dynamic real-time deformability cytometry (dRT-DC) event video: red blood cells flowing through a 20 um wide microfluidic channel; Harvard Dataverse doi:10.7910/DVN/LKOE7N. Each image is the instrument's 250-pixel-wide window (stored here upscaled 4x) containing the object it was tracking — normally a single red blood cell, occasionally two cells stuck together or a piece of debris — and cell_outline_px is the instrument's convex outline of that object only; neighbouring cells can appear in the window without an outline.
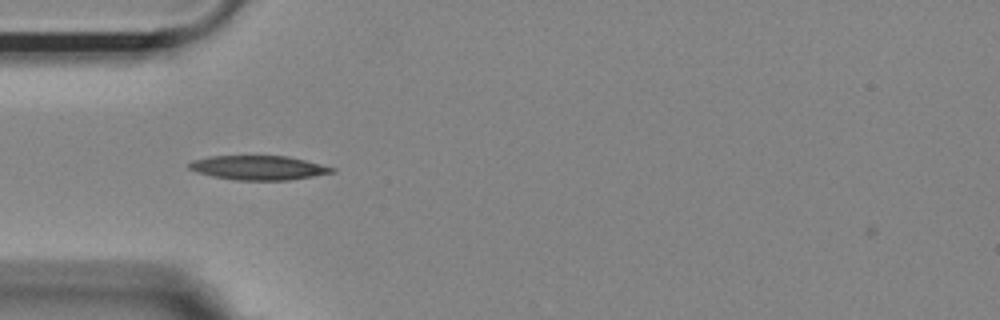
{"species": "Egyptian fruit bat (a non-hibernating species)", "species_latin": "Rousettus aegyptiacus", "temperature_condition": "room temperature", "stored_images_in_passage": 39, "camera_frame_rate_fps": 3000, "um_per_image_px": 0.085, "animal": {"sex": "female"}, "frame": {"image": 1, "passage_image": 1, "time_ms": 0.0, "image_size_px": [1000, 320], "cell_outline_px": [[336, 172], [288, 180], [236, 180], [212, 176], [196, 172], [188, 168], [188, 164], [192, 160], [208, 156], [288, 156], [336, 168]], "centroid_in_image_um": [21.94, 14.25], "position_along_channel_um": 63.1, "area_um2": 20.17}}
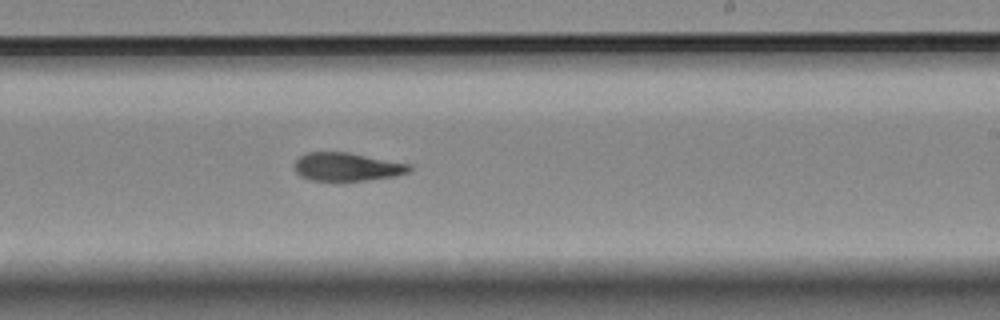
{"frame": {"image": 2, "passage_image": 17, "time_ms": 5.333, "image_size_px": [1000, 320], "cell_outline_px": [[412, 168], [408, 172], [396, 176], [340, 184], [308, 180], [300, 176], [296, 172], [296, 160], [304, 152], [348, 152], [412, 164]], "centroid_in_image_um": [29.48, 14.23], "position_along_channel_um": 259.5, "area_um2": 19.83}}
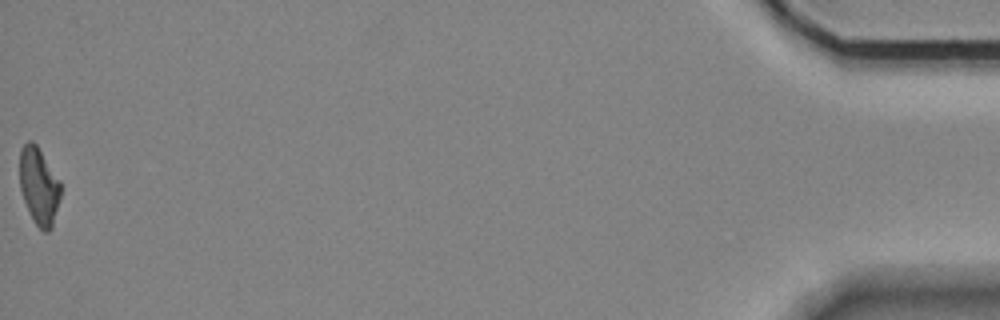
{"frame": {"image": 3, "passage_image": 39, "time_ms": 12.667, "image_size_px": [1000, 320], "cell_outline_px": [[60, 196], [52, 228], [48, 232], [44, 232], [36, 224], [24, 200], [20, 188], [20, 148], [28, 140], [32, 140], [36, 144], [60, 180]], "centroid_in_image_um": [3.31, 15.79], "position_along_channel_um": 431.9, "area_um2": 18.21}, "authors_computed_cell_mechanics": {"area_um2": 19.4786, "velocity_mm_per_s": 3.6894, "shape_relaxation_time_tau1_ms": 7.4744, "shape_relaxation_time_tau2_ms": 8.8978, "deformation_change_tau1": 0.205, "deformation_change_tau2": 0.179}}